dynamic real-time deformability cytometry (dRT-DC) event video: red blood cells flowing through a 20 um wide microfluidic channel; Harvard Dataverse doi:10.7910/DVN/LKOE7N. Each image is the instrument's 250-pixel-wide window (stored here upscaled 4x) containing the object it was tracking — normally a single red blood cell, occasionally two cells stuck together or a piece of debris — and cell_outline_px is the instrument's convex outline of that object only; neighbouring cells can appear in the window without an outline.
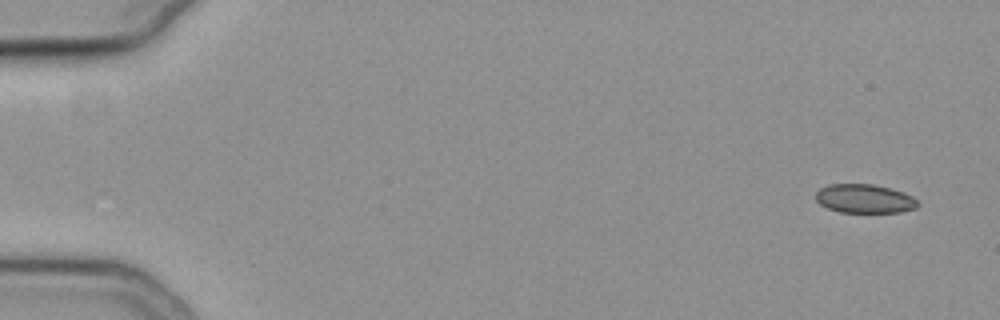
{"species": "common noctule bat (a hibernating species)", "species_latin": "Nyctalus noctula", "temperature_condition": "cold", "stored_images_in_passage": 13, "camera_frame_rate_fps": 3000, "um_per_image_px": 0.085, "animal": {"sex": "female", "body_mass_g": 19.3, "forearm_length_mm": 54.1}, "frame": {"image": 1, "passage_image": 1, "time_ms": 0.0, "image_size_px": [1000, 320], "cell_outline_px": [[920, 204], [916, 208], [900, 212], [840, 212], [828, 208], [820, 204], [816, 200], [816, 192], [820, 188], [828, 184], [872, 184], [892, 188], [904, 192], [912, 196]], "centroid_in_image_um": [73.5, 16.88], "position_along_channel_um": 11.5, "area_um2": 17.22}}